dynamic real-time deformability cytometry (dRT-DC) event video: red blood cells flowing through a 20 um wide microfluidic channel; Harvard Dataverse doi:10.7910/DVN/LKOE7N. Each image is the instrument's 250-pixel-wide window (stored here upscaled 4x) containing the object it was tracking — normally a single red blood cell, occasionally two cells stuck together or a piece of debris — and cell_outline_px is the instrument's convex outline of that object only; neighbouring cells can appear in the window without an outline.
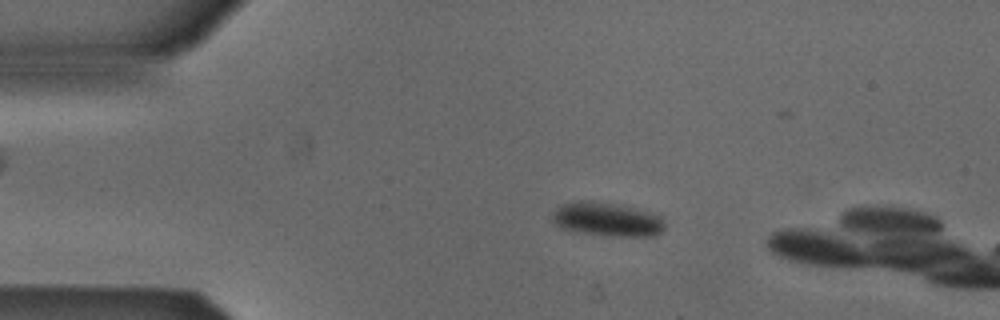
{"species": "Egyptian fruit bat (a non-hibernating species)", "species_latin": "Rousettus aegyptiacus", "temperature_condition": "cold", "stored_images_in_passage": 44, "camera_frame_rate_fps": 3000, "um_per_image_px": 0.085, "animal": {"sex": "male"}, "frame": {"image": 1, "passage_image": 8, "time_ms": 2.333, "image_size_px": [1000, 320], "cell_outline_px": [[664, 228], [660, 232], [652, 236], [608, 236], [580, 232], [560, 228], [552, 220], [552, 216], [556, 208], [560, 204], [616, 204], [648, 212], [660, 216], [664, 220]], "centroid_in_image_um": [51.64, 18.7], "position_along_channel_um": 33.4, "area_um2": 21.15}}
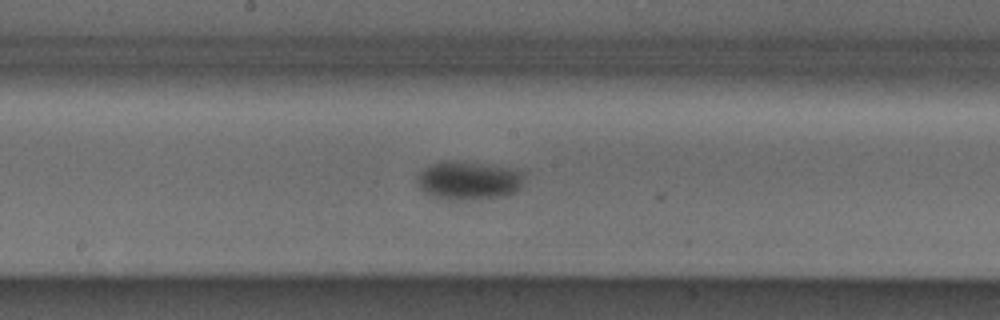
{"frame": {"image": 2, "passage_image": 25, "time_ms": 8.0, "image_size_px": [1000, 320], "cell_outline_px": [[528, 172], [520, 188], [516, 192], [508, 196], [472, 200], [440, 200], [424, 192], [416, 184], [416, 176], [424, 168], [432, 164], [484, 164], [524, 168]], "centroid_in_image_um": [39.96, 15.4], "position_along_channel_um": 208.2, "area_um2": 24.33}}
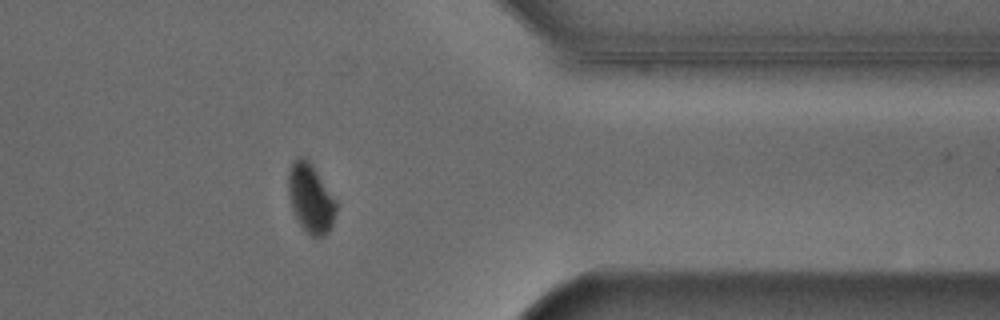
{"frame": {"image": 3, "passage_image": 40, "time_ms": 13.0, "image_size_px": [1000, 320], "cell_outline_px": [[336, 212], [332, 224], [328, 232], [324, 236], [312, 236], [296, 220], [292, 208], [288, 192], [288, 168], [292, 160], [300, 156], [308, 160], [312, 164], [336, 200]], "centroid_in_image_um": [26.38, 16.82], "position_along_channel_um": 385.0, "area_um2": 19.19}}